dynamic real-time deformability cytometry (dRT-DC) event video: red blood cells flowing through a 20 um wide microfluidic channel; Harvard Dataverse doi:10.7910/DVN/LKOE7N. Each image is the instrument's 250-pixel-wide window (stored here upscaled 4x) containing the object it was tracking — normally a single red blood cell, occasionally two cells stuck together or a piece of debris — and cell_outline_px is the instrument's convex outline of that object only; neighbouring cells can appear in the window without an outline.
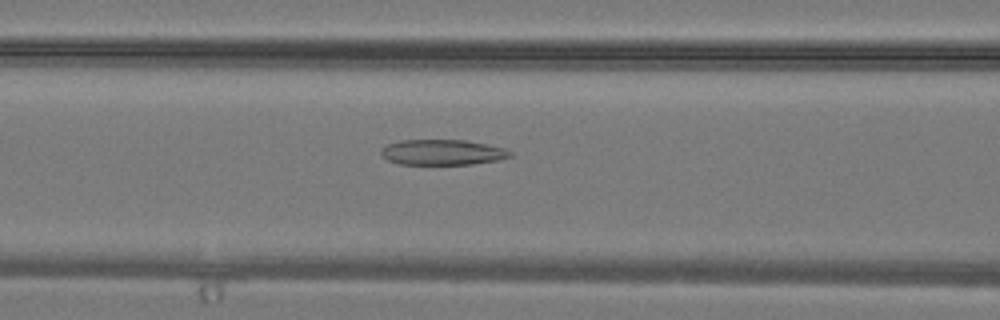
{"species": "common noctule bat (a hibernating species)", "species_latin": "Nyctalus noctula", "temperature_condition": "warm", "stored_images_in_passage": 26, "camera_frame_rate_fps": 3000, "um_per_image_px": 0.085, "animal": {"sex": "male", "body_mass_g": 19.2, "forearm_length_mm": 51.8}, "frame": {"image": 1, "passage_image": 6, "time_ms": 1.667, "image_size_px": [1000, 320], "cell_outline_px": [[512, 156], [500, 160], [472, 164], [400, 164], [388, 160], [380, 152], [380, 148], [388, 144], [400, 140], [464, 140], [504, 148], [512, 152]], "centroid_in_image_um": [37.61, 12.94], "position_along_channel_um": 129.0, "area_um2": 19.07}}
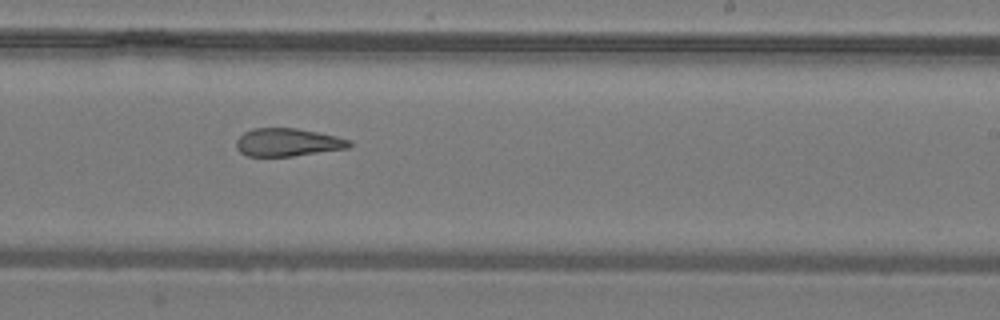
{"frame": {"image": 2, "passage_image": 13, "time_ms": 4.0, "image_size_px": [1000, 320], "cell_outline_px": [[352, 144], [348, 148], [292, 156], [248, 156], [240, 152], [236, 148], [236, 140], [244, 132], [252, 128], [296, 128], [336, 136], [352, 140]], "centroid_in_image_um": [24.44, 12.09], "position_along_channel_um": 264.6, "area_um2": 18.38}}
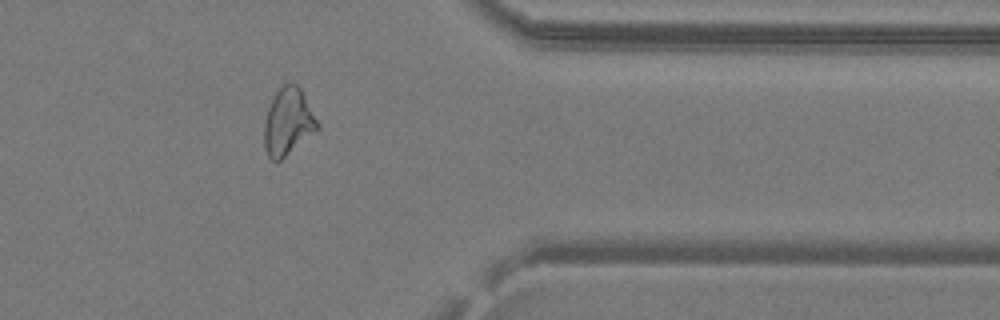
{"frame": {"image": 3, "passage_image": 20, "time_ms": 6.333, "image_size_px": [1000, 320], "cell_outline_px": [[320, 128], [280, 160], [272, 160], [268, 156], [264, 148], [264, 120], [268, 108], [276, 92], [284, 84], [296, 84], [300, 88], [320, 124]], "centroid_in_image_um": [24.48, 10.37], "position_along_channel_um": 386.9, "area_um2": 20.58}}